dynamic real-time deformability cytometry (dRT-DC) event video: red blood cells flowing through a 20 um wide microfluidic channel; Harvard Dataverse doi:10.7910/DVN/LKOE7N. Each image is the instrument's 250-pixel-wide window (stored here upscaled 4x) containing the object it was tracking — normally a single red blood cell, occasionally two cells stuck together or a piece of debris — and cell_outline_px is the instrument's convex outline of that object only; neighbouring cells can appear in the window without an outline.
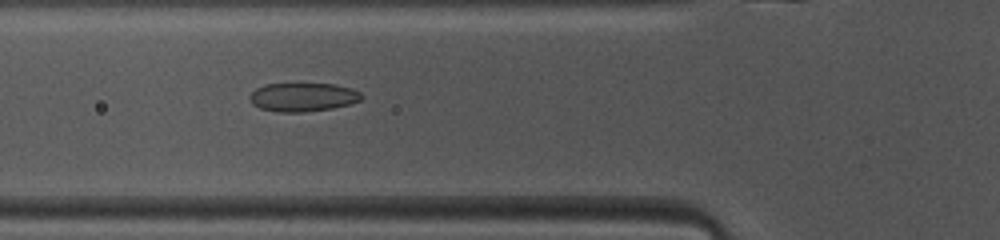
{"species": "common noctule bat (a hibernating species)", "species_latin": "Nyctalus noctula", "temperature_condition": "warm", "stored_images_in_passage": 43, "camera_frame_rate_fps": 3000, "um_per_image_px": 0.085, "animal": {"sex": "female", "body_mass_g": 10.0, "forearm_length_mm": 53.1}, "frame": {"image": 1, "passage_image": 12, "time_ms": 3.667, "image_size_px": [1000, 240], "cell_outline_px": [[364, 96], [360, 100], [348, 104], [332, 108], [304, 112], [280, 112], [260, 108], [252, 104], [248, 96], [256, 88], [264, 84], [332, 84], [352, 88], [360, 92]], "centroid_in_image_um": [25.73, 8.25], "position_along_channel_um": 100.1, "area_um2": 18.61}}
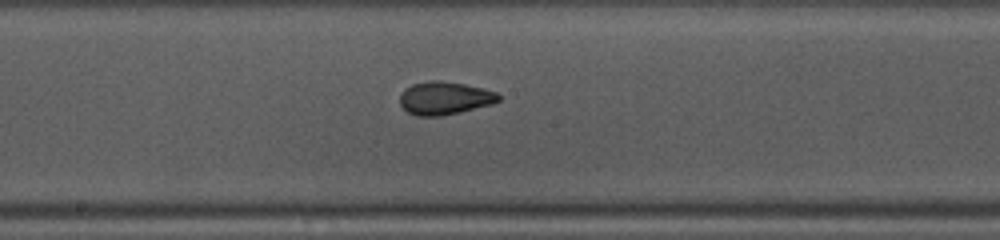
{"frame": {"image": 2, "passage_image": 20, "time_ms": 6.333, "image_size_px": [1000, 240], "cell_outline_px": [[500, 100], [492, 104], [460, 112], [440, 116], [416, 116], [408, 112], [400, 104], [400, 92], [404, 88], [412, 84], [428, 80], [440, 80], [464, 84], [496, 92], [500, 96]], "centroid_in_image_um": [37.75, 8.33], "position_along_channel_um": 210.4, "area_um2": 19.02}}
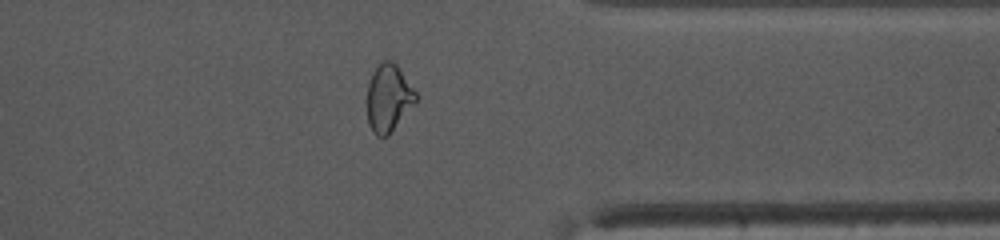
{"frame": {"image": 3, "passage_image": 33, "time_ms": 10.667, "image_size_px": [1000, 240], "cell_outline_px": [[416, 100], [388, 136], [376, 136], [372, 132], [368, 124], [368, 84], [372, 72], [384, 60], [392, 60], [396, 64], [416, 92]], "centroid_in_image_um": [33.0, 8.33], "position_along_channel_um": 378.4, "area_um2": 18.73}, "authors_computed_cell_mechanics": {"area_um2": 19.2474, "velocity_mm_per_s": 4.1121, "shape_relaxation_time_tau1_ms": 8.203, "shape_relaxation_time_tau2_ms": 1.5259, "deformation_change_tau1": 0.1981, "deformation_change_tau2": 0.069}}